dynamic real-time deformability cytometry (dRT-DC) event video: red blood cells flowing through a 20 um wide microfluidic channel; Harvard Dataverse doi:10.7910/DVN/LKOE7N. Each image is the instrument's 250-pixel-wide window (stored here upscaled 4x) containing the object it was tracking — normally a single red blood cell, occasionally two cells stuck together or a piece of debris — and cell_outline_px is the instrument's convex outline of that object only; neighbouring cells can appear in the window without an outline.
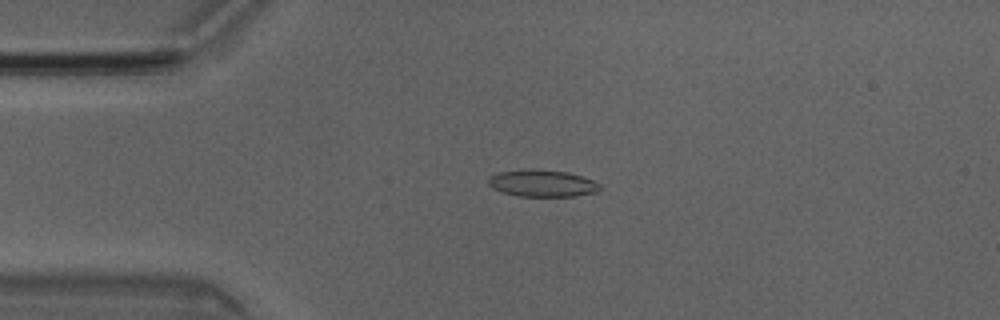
{"species": "Egyptian fruit bat (a non-hibernating species)", "species_latin": "Rousettus aegyptiacus", "temperature_condition": "room temperature", "stored_images_in_passage": 3, "camera_frame_rate_fps": 3000, "um_per_image_px": 0.085, "animal": {"sex": "male"}, "frame": {"image": 1, "passage_image": 3, "time_ms": 0.667, "image_size_px": [1000, 320], "cell_outline_px": [[604, 188], [596, 192], [572, 196], [520, 196], [504, 192], [492, 188], [488, 184], [488, 176], [496, 172], [568, 172], [592, 180], [600, 184]], "centroid_in_image_um": [46.13, 15.63], "position_along_channel_um": 38.9, "area_um2": 16.59}}